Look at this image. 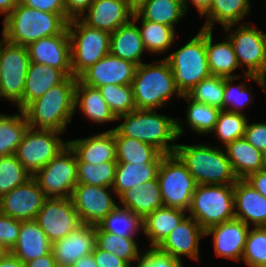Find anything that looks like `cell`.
<instances>
[{
  "instance_id": "1",
  "label": "cell",
  "mask_w": 266,
  "mask_h": 267,
  "mask_svg": "<svg viewBox=\"0 0 266 267\" xmlns=\"http://www.w3.org/2000/svg\"><path fill=\"white\" fill-rule=\"evenodd\" d=\"M76 77L68 76L51 87L43 96L30 102L23 112L29 127L64 133L75 114Z\"/></svg>"
},
{
  "instance_id": "2",
  "label": "cell",
  "mask_w": 266,
  "mask_h": 267,
  "mask_svg": "<svg viewBox=\"0 0 266 267\" xmlns=\"http://www.w3.org/2000/svg\"><path fill=\"white\" fill-rule=\"evenodd\" d=\"M66 13L44 12L20 2L4 19L2 37L28 47L34 41L60 34L68 24Z\"/></svg>"
},
{
  "instance_id": "3",
  "label": "cell",
  "mask_w": 266,
  "mask_h": 267,
  "mask_svg": "<svg viewBox=\"0 0 266 267\" xmlns=\"http://www.w3.org/2000/svg\"><path fill=\"white\" fill-rule=\"evenodd\" d=\"M175 154L185 164L197 185H234L238 180L223 147L207 144H177Z\"/></svg>"
},
{
  "instance_id": "4",
  "label": "cell",
  "mask_w": 266,
  "mask_h": 267,
  "mask_svg": "<svg viewBox=\"0 0 266 267\" xmlns=\"http://www.w3.org/2000/svg\"><path fill=\"white\" fill-rule=\"evenodd\" d=\"M131 85L137 110H159L169 104L173 95L182 97L164 58L138 65Z\"/></svg>"
},
{
  "instance_id": "5",
  "label": "cell",
  "mask_w": 266,
  "mask_h": 267,
  "mask_svg": "<svg viewBox=\"0 0 266 267\" xmlns=\"http://www.w3.org/2000/svg\"><path fill=\"white\" fill-rule=\"evenodd\" d=\"M157 110H133L117 117L123 122L114 128L122 136L155 146L163 154H174L178 139L176 118L158 114ZM173 142L172 144H170Z\"/></svg>"
},
{
  "instance_id": "6",
  "label": "cell",
  "mask_w": 266,
  "mask_h": 267,
  "mask_svg": "<svg viewBox=\"0 0 266 267\" xmlns=\"http://www.w3.org/2000/svg\"><path fill=\"white\" fill-rule=\"evenodd\" d=\"M163 58L169 63L182 95L212 75L207 60L206 29L201 28L185 45Z\"/></svg>"
},
{
  "instance_id": "7",
  "label": "cell",
  "mask_w": 266,
  "mask_h": 267,
  "mask_svg": "<svg viewBox=\"0 0 266 267\" xmlns=\"http://www.w3.org/2000/svg\"><path fill=\"white\" fill-rule=\"evenodd\" d=\"M187 213L205 231L235 219L234 185H197Z\"/></svg>"
},
{
  "instance_id": "8",
  "label": "cell",
  "mask_w": 266,
  "mask_h": 267,
  "mask_svg": "<svg viewBox=\"0 0 266 267\" xmlns=\"http://www.w3.org/2000/svg\"><path fill=\"white\" fill-rule=\"evenodd\" d=\"M73 77L79 78L110 52V33L89 27L79 18L68 24Z\"/></svg>"
},
{
  "instance_id": "9",
  "label": "cell",
  "mask_w": 266,
  "mask_h": 267,
  "mask_svg": "<svg viewBox=\"0 0 266 267\" xmlns=\"http://www.w3.org/2000/svg\"><path fill=\"white\" fill-rule=\"evenodd\" d=\"M30 62L27 47L0 38V99L11 101L21 110Z\"/></svg>"
},
{
  "instance_id": "10",
  "label": "cell",
  "mask_w": 266,
  "mask_h": 267,
  "mask_svg": "<svg viewBox=\"0 0 266 267\" xmlns=\"http://www.w3.org/2000/svg\"><path fill=\"white\" fill-rule=\"evenodd\" d=\"M157 179L164 206L188 211L197 183L175 153L163 155Z\"/></svg>"
},
{
  "instance_id": "11",
  "label": "cell",
  "mask_w": 266,
  "mask_h": 267,
  "mask_svg": "<svg viewBox=\"0 0 266 267\" xmlns=\"http://www.w3.org/2000/svg\"><path fill=\"white\" fill-rule=\"evenodd\" d=\"M233 26H227L224 30L233 46L238 64L243 70L241 75L250 74L260 77L266 66V33L258 30L256 25H249L248 22L239 24L236 30H233L234 32Z\"/></svg>"
},
{
  "instance_id": "12",
  "label": "cell",
  "mask_w": 266,
  "mask_h": 267,
  "mask_svg": "<svg viewBox=\"0 0 266 267\" xmlns=\"http://www.w3.org/2000/svg\"><path fill=\"white\" fill-rule=\"evenodd\" d=\"M63 134L59 131L29 127L16 149L15 156L29 174L34 176L68 145V141L59 136Z\"/></svg>"
},
{
  "instance_id": "13",
  "label": "cell",
  "mask_w": 266,
  "mask_h": 267,
  "mask_svg": "<svg viewBox=\"0 0 266 267\" xmlns=\"http://www.w3.org/2000/svg\"><path fill=\"white\" fill-rule=\"evenodd\" d=\"M33 178L46 198H69L78 183L77 158L67 145Z\"/></svg>"
},
{
  "instance_id": "14",
  "label": "cell",
  "mask_w": 266,
  "mask_h": 267,
  "mask_svg": "<svg viewBox=\"0 0 266 267\" xmlns=\"http://www.w3.org/2000/svg\"><path fill=\"white\" fill-rule=\"evenodd\" d=\"M35 221L51 242L66 237L82 224L71 197L46 198Z\"/></svg>"
},
{
  "instance_id": "15",
  "label": "cell",
  "mask_w": 266,
  "mask_h": 267,
  "mask_svg": "<svg viewBox=\"0 0 266 267\" xmlns=\"http://www.w3.org/2000/svg\"><path fill=\"white\" fill-rule=\"evenodd\" d=\"M111 187L77 183L71 195L81 223L98 225L119 203L110 194Z\"/></svg>"
},
{
  "instance_id": "16",
  "label": "cell",
  "mask_w": 266,
  "mask_h": 267,
  "mask_svg": "<svg viewBox=\"0 0 266 267\" xmlns=\"http://www.w3.org/2000/svg\"><path fill=\"white\" fill-rule=\"evenodd\" d=\"M46 197L32 177L0 197V212L19 220H35Z\"/></svg>"
},
{
  "instance_id": "17",
  "label": "cell",
  "mask_w": 266,
  "mask_h": 267,
  "mask_svg": "<svg viewBox=\"0 0 266 267\" xmlns=\"http://www.w3.org/2000/svg\"><path fill=\"white\" fill-rule=\"evenodd\" d=\"M205 230L199 223L187 215L180 224L156 247L160 252L171 255L182 262V257L200 262V239Z\"/></svg>"
},
{
  "instance_id": "18",
  "label": "cell",
  "mask_w": 266,
  "mask_h": 267,
  "mask_svg": "<svg viewBox=\"0 0 266 267\" xmlns=\"http://www.w3.org/2000/svg\"><path fill=\"white\" fill-rule=\"evenodd\" d=\"M27 48L31 62L49 65L62 70L67 76H73L71 44L67 27L60 34L41 38Z\"/></svg>"
},
{
  "instance_id": "19",
  "label": "cell",
  "mask_w": 266,
  "mask_h": 267,
  "mask_svg": "<svg viewBox=\"0 0 266 267\" xmlns=\"http://www.w3.org/2000/svg\"><path fill=\"white\" fill-rule=\"evenodd\" d=\"M137 64L112 55L110 52L87 69L79 79L86 85L96 87L106 84L129 85L135 76Z\"/></svg>"
},
{
  "instance_id": "20",
  "label": "cell",
  "mask_w": 266,
  "mask_h": 267,
  "mask_svg": "<svg viewBox=\"0 0 266 267\" xmlns=\"http://www.w3.org/2000/svg\"><path fill=\"white\" fill-rule=\"evenodd\" d=\"M96 225L82 223L66 237L52 242L53 257L57 267H71L83 256L93 253Z\"/></svg>"
},
{
  "instance_id": "21",
  "label": "cell",
  "mask_w": 266,
  "mask_h": 267,
  "mask_svg": "<svg viewBox=\"0 0 266 267\" xmlns=\"http://www.w3.org/2000/svg\"><path fill=\"white\" fill-rule=\"evenodd\" d=\"M133 14L125 0H94L79 19L89 27L111 34L128 24Z\"/></svg>"
},
{
  "instance_id": "22",
  "label": "cell",
  "mask_w": 266,
  "mask_h": 267,
  "mask_svg": "<svg viewBox=\"0 0 266 267\" xmlns=\"http://www.w3.org/2000/svg\"><path fill=\"white\" fill-rule=\"evenodd\" d=\"M249 229L248 225L235 218L210 227L205 231V236L213 235L216 257L241 261Z\"/></svg>"
},
{
  "instance_id": "23",
  "label": "cell",
  "mask_w": 266,
  "mask_h": 267,
  "mask_svg": "<svg viewBox=\"0 0 266 267\" xmlns=\"http://www.w3.org/2000/svg\"><path fill=\"white\" fill-rule=\"evenodd\" d=\"M75 153L77 162L100 165L104 162H116V143L114 129L96 135L68 140Z\"/></svg>"
},
{
  "instance_id": "24",
  "label": "cell",
  "mask_w": 266,
  "mask_h": 267,
  "mask_svg": "<svg viewBox=\"0 0 266 267\" xmlns=\"http://www.w3.org/2000/svg\"><path fill=\"white\" fill-rule=\"evenodd\" d=\"M234 206L236 219L249 227H266V198L244 179L234 184Z\"/></svg>"
},
{
  "instance_id": "25",
  "label": "cell",
  "mask_w": 266,
  "mask_h": 267,
  "mask_svg": "<svg viewBox=\"0 0 266 267\" xmlns=\"http://www.w3.org/2000/svg\"><path fill=\"white\" fill-rule=\"evenodd\" d=\"M52 242L35 220H23L11 254L23 263L51 253Z\"/></svg>"
},
{
  "instance_id": "26",
  "label": "cell",
  "mask_w": 266,
  "mask_h": 267,
  "mask_svg": "<svg viewBox=\"0 0 266 267\" xmlns=\"http://www.w3.org/2000/svg\"><path fill=\"white\" fill-rule=\"evenodd\" d=\"M118 198L121 207L131 210L143 220L164 206L157 178L127 189Z\"/></svg>"
},
{
  "instance_id": "27",
  "label": "cell",
  "mask_w": 266,
  "mask_h": 267,
  "mask_svg": "<svg viewBox=\"0 0 266 267\" xmlns=\"http://www.w3.org/2000/svg\"><path fill=\"white\" fill-rule=\"evenodd\" d=\"M147 52L137 22L131 20L110 35V53L137 65L144 63L141 56Z\"/></svg>"
},
{
  "instance_id": "28",
  "label": "cell",
  "mask_w": 266,
  "mask_h": 267,
  "mask_svg": "<svg viewBox=\"0 0 266 267\" xmlns=\"http://www.w3.org/2000/svg\"><path fill=\"white\" fill-rule=\"evenodd\" d=\"M67 77L60 69L30 62L25 79L23 109L30 102L43 96L51 87L62 83Z\"/></svg>"
},
{
  "instance_id": "29",
  "label": "cell",
  "mask_w": 266,
  "mask_h": 267,
  "mask_svg": "<svg viewBox=\"0 0 266 267\" xmlns=\"http://www.w3.org/2000/svg\"><path fill=\"white\" fill-rule=\"evenodd\" d=\"M187 214L185 210L168 206H162L149 214L143 220V234L150 241V248H156Z\"/></svg>"
},
{
  "instance_id": "30",
  "label": "cell",
  "mask_w": 266,
  "mask_h": 267,
  "mask_svg": "<svg viewBox=\"0 0 266 267\" xmlns=\"http://www.w3.org/2000/svg\"><path fill=\"white\" fill-rule=\"evenodd\" d=\"M75 113L79 107L90 122L108 123L117 121L98 88L84 84L79 78L75 87Z\"/></svg>"
},
{
  "instance_id": "31",
  "label": "cell",
  "mask_w": 266,
  "mask_h": 267,
  "mask_svg": "<svg viewBox=\"0 0 266 267\" xmlns=\"http://www.w3.org/2000/svg\"><path fill=\"white\" fill-rule=\"evenodd\" d=\"M181 99L186 100L188 107L186 109V121H181L176 118L178 138L185 133V125H187L191 131L196 132L199 135L211 134L215 128L221 110L217 107L194 101L186 94H183Z\"/></svg>"
},
{
  "instance_id": "32",
  "label": "cell",
  "mask_w": 266,
  "mask_h": 267,
  "mask_svg": "<svg viewBox=\"0 0 266 267\" xmlns=\"http://www.w3.org/2000/svg\"><path fill=\"white\" fill-rule=\"evenodd\" d=\"M213 38L212 30H206V52L211 74L226 78L241 76L233 74L240 66L229 39L225 36V41L215 43Z\"/></svg>"
},
{
  "instance_id": "33",
  "label": "cell",
  "mask_w": 266,
  "mask_h": 267,
  "mask_svg": "<svg viewBox=\"0 0 266 267\" xmlns=\"http://www.w3.org/2000/svg\"><path fill=\"white\" fill-rule=\"evenodd\" d=\"M117 163H161L163 153L155 146L138 139L122 136L114 129Z\"/></svg>"
},
{
  "instance_id": "34",
  "label": "cell",
  "mask_w": 266,
  "mask_h": 267,
  "mask_svg": "<svg viewBox=\"0 0 266 267\" xmlns=\"http://www.w3.org/2000/svg\"><path fill=\"white\" fill-rule=\"evenodd\" d=\"M250 0H212L209 11L203 16L205 22L202 29L214 30L213 26L218 22L222 27L237 26L251 10Z\"/></svg>"
},
{
  "instance_id": "35",
  "label": "cell",
  "mask_w": 266,
  "mask_h": 267,
  "mask_svg": "<svg viewBox=\"0 0 266 267\" xmlns=\"http://www.w3.org/2000/svg\"><path fill=\"white\" fill-rule=\"evenodd\" d=\"M238 179L261 170L262 152L252 146L244 137L223 147Z\"/></svg>"
},
{
  "instance_id": "36",
  "label": "cell",
  "mask_w": 266,
  "mask_h": 267,
  "mask_svg": "<svg viewBox=\"0 0 266 267\" xmlns=\"http://www.w3.org/2000/svg\"><path fill=\"white\" fill-rule=\"evenodd\" d=\"M160 163H117L112 189L119 197L127 189L157 178Z\"/></svg>"
},
{
  "instance_id": "37",
  "label": "cell",
  "mask_w": 266,
  "mask_h": 267,
  "mask_svg": "<svg viewBox=\"0 0 266 267\" xmlns=\"http://www.w3.org/2000/svg\"><path fill=\"white\" fill-rule=\"evenodd\" d=\"M132 20L140 22L141 27L138 26L144 47L149 54H161L168 51L176 38L175 28L161 23H154L143 20L136 12L133 14Z\"/></svg>"
},
{
  "instance_id": "38",
  "label": "cell",
  "mask_w": 266,
  "mask_h": 267,
  "mask_svg": "<svg viewBox=\"0 0 266 267\" xmlns=\"http://www.w3.org/2000/svg\"><path fill=\"white\" fill-rule=\"evenodd\" d=\"M136 13L143 20L172 28L186 15L184 0H148Z\"/></svg>"
},
{
  "instance_id": "39",
  "label": "cell",
  "mask_w": 266,
  "mask_h": 267,
  "mask_svg": "<svg viewBox=\"0 0 266 267\" xmlns=\"http://www.w3.org/2000/svg\"><path fill=\"white\" fill-rule=\"evenodd\" d=\"M97 226L102 231L124 238H136L139 232L143 234V219L120 205L116 206Z\"/></svg>"
},
{
  "instance_id": "40",
  "label": "cell",
  "mask_w": 266,
  "mask_h": 267,
  "mask_svg": "<svg viewBox=\"0 0 266 267\" xmlns=\"http://www.w3.org/2000/svg\"><path fill=\"white\" fill-rule=\"evenodd\" d=\"M245 82H241L239 85H235L232 83V81L237 79H242ZM253 80L255 83L260 85L262 91L266 92V83L261 77H255L250 74H244V76H239L236 78H226L225 77V87H224V101H223V110L230 111V112H236L244 114L245 106H248L249 104L254 101V98L251 95V90L248 88L249 81Z\"/></svg>"
},
{
  "instance_id": "41",
  "label": "cell",
  "mask_w": 266,
  "mask_h": 267,
  "mask_svg": "<svg viewBox=\"0 0 266 267\" xmlns=\"http://www.w3.org/2000/svg\"><path fill=\"white\" fill-rule=\"evenodd\" d=\"M135 239L136 238H124L107 231H102L96 225L95 245L103 251L112 252L120 259H123L129 266H134L143 254L140 252L139 244Z\"/></svg>"
},
{
  "instance_id": "42",
  "label": "cell",
  "mask_w": 266,
  "mask_h": 267,
  "mask_svg": "<svg viewBox=\"0 0 266 267\" xmlns=\"http://www.w3.org/2000/svg\"><path fill=\"white\" fill-rule=\"evenodd\" d=\"M28 128L23 110L14 115L0 114V157L15 154Z\"/></svg>"
},
{
  "instance_id": "43",
  "label": "cell",
  "mask_w": 266,
  "mask_h": 267,
  "mask_svg": "<svg viewBox=\"0 0 266 267\" xmlns=\"http://www.w3.org/2000/svg\"><path fill=\"white\" fill-rule=\"evenodd\" d=\"M225 77L210 75L201 80L186 94L194 101L223 110Z\"/></svg>"
},
{
  "instance_id": "44",
  "label": "cell",
  "mask_w": 266,
  "mask_h": 267,
  "mask_svg": "<svg viewBox=\"0 0 266 267\" xmlns=\"http://www.w3.org/2000/svg\"><path fill=\"white\" fill-rule=\"evenodd\" d=\"M247 115L221 110L212 133H215L218 140L222 141L223 147L245 135Z\"/></svg>"
},
{
  "instance_id": "45",
  "label": "cell",
  "mask_w": 266,
  "mask_h": 267,
  "mask_svg": "<svg viewBox=\"0 0 266 267\" xmlns=\"http://www.w3.org/2000/svg\"><path fill=\"white\" fill-rule=\"evenodd\" d=\"M111 112L117 118L136 110L132 85L106 84L98 87Z\"/></svg>"
},
{
  "instance_id": "46",
  "label": "cell",
  "mask_w": 266,
  "mask_h": 267,
  "mask_svg": "<svg viewBox=\"0 0 266 267\" xmlns=\"http://www.w3.org/2000/svg\"><path fill=\"white\" fill-rule=\"evenodd\" d=\"M32 177L15 154L0 157V197Z\"/></svg>"
},
{
  "instance_id": "47",
  "label": "cell",
  "mask_w": 266,
  "mask_h": 267,
  "mask_svg": "<svg viewBox=\"0 0 266 267\" xmlns=\"http://www.w3.org/2000/svg\"><path fill=\"white\" fill-rule=\"evenodd\" d=\"M116 166L117 162H104L100 165L77 162L78 183L112 188Z\"/></svg>"
},
{
  "instance_id": "48",
  "label": "cell",
  "mask_w": 266,
  "mask_h": 267,
  "mask_svg": "<svg viewBox=\"0 0 266 267\" xmlns=\"http://www.w3.org/2000/svg\"><path fill=\"white\" fill-rule=\"evenodd\" d=\"M242 260L248 267L266 266V227L249 229Z\"/></svg>"
},
{
  "instance_id": "49",
  "label": "cell",
  "mask_w": 266,
  "mask_h": 267,
  "mask_svg": "<svg viewBox=\"0 0 266 267\" xmlns=\"http://www.w3.org/2000/svg\"><path fill=\"white\" fill-rule=\"evenodd\" d=\"M22 220L4 215L0 212V245L10 252L18 240Z\"/></svg>"
},
{
  "instance_id": "50",
  "label": "cell",
  "mask_w": 266,
  "mask_h": 267,
  "mask_svg": "<svg viewBox=\"0 0 266 267\" xmlns=\"http://www.w3.org/2000/svg\"><path fill=\"white\" fill-rule=\"evenodd\" d=\"M134 267H183V263L171 255L160 252L157 248L149 247Z\"/></svg>"
},
{
  "instance_id": "51",
  "label": "cell",
  "mask_w": 266,
  "mask_h": 267,
  "mask_svg": "<svg viewBox=\"0 0 266 267\" xmlns=\"http://www.w3.org/2000/svg\"><path fill=\"white\" fill-rule=\"evenodd\" d=\"M244 138L257 150L266 151V122L246 124Z\"/></svg>"
},
{
  "instance_id": "52",
  "label": "cell",
  "mask_w": 266,
  "mask_h": 267,
  "mask_svg": "<svg viewBox=\"0 0 266 267\" xmlns=\"http://www.w3.org/2000/svg\"><path fill=\"white\" fill-rule=\"evenodd\" d=\"M19 2L44 12L66 13L64 0H19Z\"/></svg>"
},
{
  "instance_id": "53",
  "label": "cell",
  "mask_w": 266,
  "mask_h": 267,
  "mask_svg": "<svg viewBox=\"0 0 266 267\" xmlns=\"http://www.w3.org/2000/svg\"><path fill=\"white\" fill-rule=\"evenodd\" d=\"M93 256L98 267H130L123 259H120L112 252L99 249L96 245Z\"/></svg>"
},
{
  "instance_id": "54",
  "label": "cell",
  "mask_w": 266,
  "mask_h": 267,
  "mask_svg": "<svg viewBox=\"0 0 266 267\" xmlns=\"http://www.w3.org/2000/svg\"><path fill=\"white\" fill-rule=\"evenodd\" d=\"M94 0H64L66 9V18L71 19L80 18Z\"/></svg>"
},
{
  "instance_id": "55",
  "label": "cell",
  "mask_w": 266,
  "mask_h": 267,
  "mask_svg": "<svg viewBox=\"0 0 266 267\" xmlns=\"http://www.w3.org/2000/svg\"><path fill=\"white\" fill-rule=\"evenodd\" d=\"M244 180L266 198V172L251 173Z\"/></svg>"
},
{
  "instance_id": "56",
  "label": "cell",
  "mask_w": 266,
  "mask_h": 267,
  "mask_svg": "<svg viewBox=\"0 0 266 267\" xmlns=\"http://www.w3.org/2000/svg\"><path fill=\"white\" fill-rule=\"evenodd\" d=\"M24 267H57L53 253L46 254L39 258L24 263Z\"/></svg>"
},
{
  "instance_id": "57",
  "label": "cell",
  "mask_w": 266,
  "mask_h": 267,
  "mask_svg": "<svg viewBox=\"0 0 266 267\" xmlns=\"http://www.w3.org/2000/svg\"><path fill=\"white\" fill-rule=\"evenodd\" d=\"M188 1L195 6L201 18H203V16L209 11L212 3V0H184L186 14L189 11Z\"/></svg>"
},
{
  "instance_id": "58",
  "label": "cell",
  "mask_w": 266,
  "mask_h": 267,
  "mask_svg": "<svg viewBox=\"0 0 266 267\" xmlns=\"http://www.w3.org/2000/svg\"><path fill=\"white\" fill-rule=\"evenodd\" d=\"M0 267H24V263L16 256L8 252L0 261Z\"/></svg>"
},
{
  "instance_id": "59",
  "label": "cell",
  "mask_w": 266,
  "mask_h": 267,
  "mask_svg": "<svg viewBox=\"0 0 266 267\" xmlns=\"http://www.w3.org/2000/svg\"><path fill=\"white\" fill-rule=\"evenodd\" d=\"M19 0H0V14L4 19L12 12L17 6Z\"/></svg>"
},
{
  "instance_id": "60",
  "label": "cell",
  "mask_w": 266,
  "mask_h": 267,
  "mask_svg": "<svg viewBox=\"0 0 266 267\" xmlns=\"http://www.w3.org/2000/svg\"><path fill=\"white\" fill-rule=\"evenodd\" d=\"M71 267H98L93 253L78 259Z\"/></svg>"
},
{
  "instance_id": "61",
  "label": "cell",
  "mask_w": 266,
  "mask_h": 267,
  "mask_svg": "<svg viewBox=\"0 0 266 267\" xmlns=\"http://www.w3.org/2000/svg\"><path fill=\"white\" fill-rule=\"evenodd\" d=\"M129 8L135 13L139 10L148 0H125Z\"/></svg>"
},
{
  "instance_id": "62",
  "label": "cell",
  "mask_w": 266,
  "mask_h": 267,
  "mask_svg": "<svg viewBox=\"0 0 266 267\" xmlns=\"http://www.w3.org/2000/svg\"><path fill=\"white\" fill-rule=\"evenodd\" d=\"M261 171L266 172V151L262 152Z\"/></svg>"
},
{
  "instance_id": "63",
  "label": "cell",
  "mask_w": 266,
  "mask_h": 267,
  "mask_svg": "<svg viewBox=\"0 0 266 267\" xmlns=\"http://www.w3.org/2000/svg\"><path fill=\"white\" fill-rule=\"evenodd\" d=\"M8 253V251L0 245V261L4 258V256Z\"/></svg>"
},
{
  "instance_id": "64",
  "label": "cell",
  "mask_w": 266,
  "mask_h": 267,
  "mask_svg": "<svg viewBox=\"0 0 266 267\" xmlns=\"http://www.w3.org/2000/svg\"><path fill=\"white\" fill-rule=\"evenodd\" d=\"M264 81H265V83H266V66H265V69H264V71H263V73H262V75L260 76Z\"/></svg>"
}]
</instances>
